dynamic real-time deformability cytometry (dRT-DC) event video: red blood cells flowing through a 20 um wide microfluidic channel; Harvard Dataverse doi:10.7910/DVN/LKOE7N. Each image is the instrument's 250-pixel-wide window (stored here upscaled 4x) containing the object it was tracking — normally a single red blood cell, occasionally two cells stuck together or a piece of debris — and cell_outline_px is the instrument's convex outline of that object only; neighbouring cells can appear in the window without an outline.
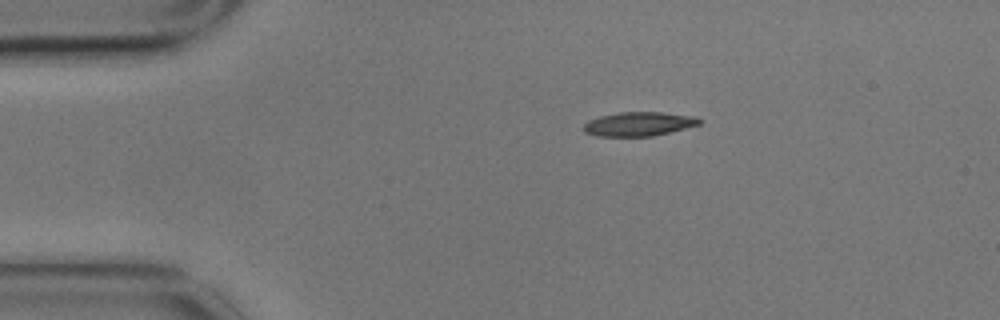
{"species": "common noctule bat (a hibernating species)", "species_latin": "Nyctalus noctula", "temperature_condition": "cold", "stored_images_in_passage": 2, "camera_frame_rate_fps": 3000, "um_per_image_px": 0.085, "animal": {"sex": "male", "body_mass_g": 17.9}, "frame": {"image": 1, "passage_image": 1, "time_ms": 0.0, "image_size_px": [1000, 320], "cell_outline_px": [[704, 120], [700, 124], [652, 136], [596, 136], [584, 132], [584, 124], [588, 120], [600, 116], [620, 112], [660, 112], [696, 116]], "centroid_in_image_um": [54.3, 10.53], "position_along_channel_um": 30.7, "area_um2": 16.18}}